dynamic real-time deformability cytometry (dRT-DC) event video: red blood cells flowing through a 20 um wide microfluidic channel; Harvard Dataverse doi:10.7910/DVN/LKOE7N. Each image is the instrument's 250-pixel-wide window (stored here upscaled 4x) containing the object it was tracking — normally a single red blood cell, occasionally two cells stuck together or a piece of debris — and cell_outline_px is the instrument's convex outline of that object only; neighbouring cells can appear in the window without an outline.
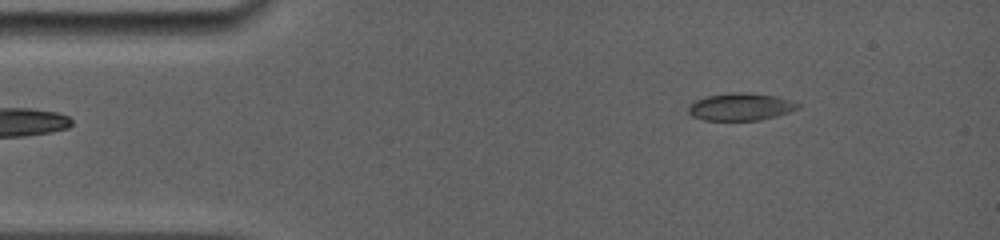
{"species": "common noctule bat (a hibernating species)", "species_latin": "Nyctalus noctula", "temperature_condition": "room temperature", "stored_images_in_passage": 18, "camera_frame_rate_fps": 5000, "um_per_image_px": 0.085, "animal": {"sex": "female", "body_mass_g": 19.0, "forearm_length_mm": 56.7}, "frame": {"image": 1, "passage_image": 1, "time_ms": 0.0, "image_size_px": [1000, 240], "cell_outline_px": [[800, 108], [776, 116], [760, 120], [704, 120], [692, 116], [688, 112], [688, 104], [696, 100], [708, 96], [732, 92], [748, 92], [776, 96], [792, 100], [800, 104]], "centroid_in_image_um": [62.96, 9.07], "position_along_channel_um": 22.0, "area_um2": 17.57}}
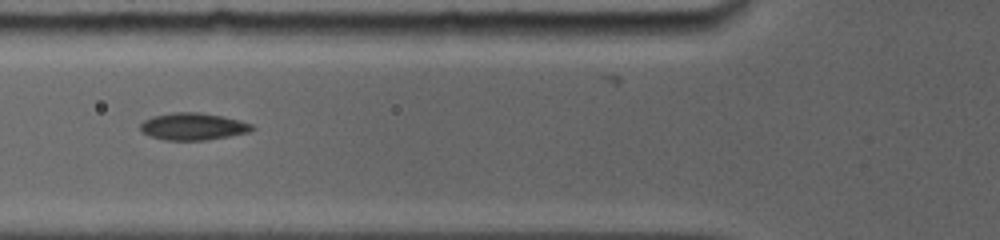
{"frame": {"image": 2, "passage_image": 11, "time_ms": 3.8, "image_size_px": [1000, 240], "cell_outline_px": [[256, 128], [248, 132], [228, 136], [204, 140], [164, 140], [148, 136], [140, 132], [140, 124], [144, 120], [152, 116], [172, 112], [200, 112], [224, 116], [252, 124]], "centroid_in_image_um": [16.36, 10.74], "position_along_channel_um": 109.4, "area_um2": 17.8}}
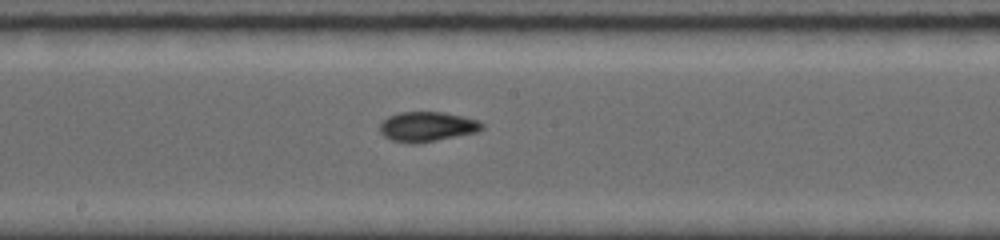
{"frame": {"image": 3, "passage_image": 18, "time_ms": 6.4, "image_size_px": [1000, 240], "cell_outline_px": [[484, 128], [476, 132], [416, 144], [412, 144], [392, 140], [384, 136], [380, 132], [380, 124], [388, 116], [400, 112], [444, 112], [464, 116], [480, 120], [484, 124]], "centroid_in_image_um": [36.33, 10.76], "position_along_channel_um": 211.9, "area_um2": 17.8}}